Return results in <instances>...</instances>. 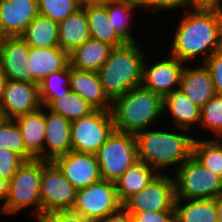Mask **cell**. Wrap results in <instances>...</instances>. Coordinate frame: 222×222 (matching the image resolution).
I'll return each mask as SVG.
<instances>
[{
	"label": "cell",
	"instance_id": "1",
	"mask_svg": "<svg viewBox=\"0 0 222 222\" xmlns=\"http://www.w3.org/2000/svg\"><path fill=\"white\" fill-rule=\"evenodd\" d=\"M185 10V16L175 29L169 55L184 63L202 53L204 63L216 50L221 49L222 14Z\"/></svg>",
	"mask_w": 222,
	"mask_h": 222
},
{
	"label": "cell",
	"instance_id": "2",
	"mask_svg": "<svg viewBox=\"0 0 222 222\" xmlns=\"http://www.w3.org/2000/svg\"><path fill=\"white\" fill-rule=\"evenodd\" d=\"M145 56L137 42L111 50L98 71L100 82L111 100L142 84Z\"/></svg>",
	"mask_w": 222,
	"mask_h": 222
},
{
	"label": "cell",
	"instance_id": "3",
	"mask_svg": "<svg viewBox=\"0 0 222 222\" xmlns=\"http://www.w3.org/2000/svg\"><path fill=\"white\" fill-rule=\"evenodd\" d=\"M162 97L142 85L112 100L114 129L136 134L148 129L163 114Z\"/></svg>",
	"mask_w": 222,
	"mask_h": 222
},
{
	"label": "cell",
	"instance_id": "4",
	"mask_svg": "<svg viewBox=\"0 0 222 222\" xmlns=\"http://www.w3.org/2000/svg\"><path fill=\"white\" fill-rule=\"evenodd\" d=\"M138 160L145 162L158 174L161 169L174 166L179 168L193 154L194 137L176 134L172 131H148L135 134Z\"/></svg>",
	"mask_w": 222,
	"mask_h": 222
},
{
	"label": "cell",
	"instance_id": "5",
	"mask_svg": "<svg viewBox=\"0 0 222 222\" xmlns=\"http://www.w3.org/2000/svg\"><path fill=\"white\" fill-rule=\"evenodd\" d=\"M43 169V160L33 159L24 161L18 168L14 176L8 182V195L5 208L2 213L16 214L24 208L34 206L37 220L41 219V177Z\"/></svg>",
	"mask_w": 222,
	"mask_h": 222
},
{
	"label": "cell",
	"instance_id": "6",
	"mask_svg": "<svg viewBox=\"0 0 222 222\" xmlns=\"http://www.w3.org/2000/svg\"><path fill=\"white\" fill-rule=\"evenodd\" d=\"M174 175L175 199H217L222 196V178L193 155Z\"/></svg>",
	"mask_w": 222,
	"mask_h": 222
},
{
	"label": "cell",
	"instance_id": "7",
	"mask_svg": "<svg viewBox=\"0 0 222 222\" xmlns=\"http://www.w3.org/2000/svg\"><path fill=\"white\" fill-rule=\"evenodd\" d=\"M95 155L101 178L115 182L138 161L135 135L114 130Z\"/></svg>",
	"mask_w": 222,
	"mask_h": 222
},
{
	"label": "cell",
	"instance_id": "8",
	"mask_svg": "<svg viewBox=\"0 0 222 222\" xmlns=\"http://www.w3.org/2000/svg\"><path fill=\"white\" fill-rule=\"evenodd\" d=\"M114 130L110 110H95L71 121L72 151L96 154Z\"/></svg>",
	"mask_w": 222,
	"mask_h": 222
},
{
	"label": "cell",
	"instance_id": "9",
	"mask_svg": "<svg viewBox=\"0 0 222 222\" xmlns=\"http://www.w3.org/2000/svg\"><path fill=\"white\" fill-rule=\"evenodd\" d=\"M121 207L122 202L119 200L115 182L101 178L99 181L77 190L75 203L71 210L97 222Z\"/></svg>",
	"mask_w": 222,
	"mask_h": 222
},
{
	"label": "cell",
	"instance_id": "10",
	"mask_svg": "<svg viewBox=\"0 0 222 222\" xmlns=\"http://www.w3.org/2000/svg\"><path fill=\"white\" fill-rule=\"evenodd\" d=\"M40 184L41 218L50 212L72 209L77 189L53 161L43 160Z\"/></svg>",
	"mask_w": 222,
	"mask_h": 222
},
{
	"label": "cell",
	"instance_id": "11",
	"mask_svg": "<svg viewBox=\"0 0 222 222\" xmlns=\"http://www.w3.org/2000/svg\"><path fill=\"white\" fill-rule=\"evenodd\" d=\"M175 188L171 176L159 173L141 191L122 202L129 213L175 211Z\"/></svg>",
	"mask_w": 222,
	"mask_h": 222
},
{
	"label": "cell",
	"instance_id": "12",
	"mask_svg": "<svg viewBox=\"0 0 222 222\" xmlns=\"http://www.w3.org/2000/svg\"><path fill=\"white\" fill-rule=\"evenodd\" d=\"M43 107L39 97V85L8 80L0 98V108L7 119L34 112Z\"/></svg>",
	"mask_w": 222,
	"mask_h": 222
},
{
	"label": "cell",
	"instance_id": "13",
	"mask_svg": "<svg viewBox=\"0 0 222 222\" xmlns=\"http://www.w3.org/2000/svg\"><path fill=\"white\" fill-rule=\"evenodd\" d=\"M29 46L21 36L0 38V66L8 80L39 85L27 69Z\"/></svg>",
	"mask_w": 222,
	"mask_h": 222
},
{
	"label": "cell",
	"instance_id": "14",
	"mask_svg": "<svg viewBox=\"0 0 222 222\" xmlns=\"http://www.w3.org/2000/svg\"><path fill=\"white\" fill-rule=\"evenodd\" d=\"M183 64L171 55L153 63V65H147L145 59L141 85L163 98L172 91L179 89Z\"/></svg>",
	"mask_w": 222,
	"mask_h": 222
},
{
	"label": "cell",
	"instance_id": "15",
	"mask_svg": "<svg viewBox=\"0 0 222 222\" xmlns=\"http://www.w3.org/2000/svg\"><path fill=\"white\" fill-rule=\"evenodd\" d=\"M66 179L78 190L101 179L95 154L70 151L53 161Z\"/></svg>",
	"mask_w": 222,
	"mask_h": 222
},
{
	"label": "cell",
	"instance_id": "16",
	"mask_svg": "<svg viewBox=\"0 0 222 222\" xmlns=\"http://www.w3.org/2000/svg\"><path fill=\"white\" fill-rule=\"evenodd\" d=\"M37 15V0H0V38L21 36Z\"/></svg>",
	"mask_w": 222,
	"mask_h": 222
},
{
	"label": "cell",
	"instance_id": "17",
	"mask_svg": "<svg viewBox=\"0 0 222 222\" xmlns=\"http://www.w3.org/2000/svg\"><path fill=\"white\" fill-rule=\"evenodd\" d=\"M71 150V121L49 110L45 113L43 160L54 161Z\"/></svg>",
	"mask_w": 222,
	"mask_h": 222
},
{
	"label": "cell",
	"instance_id": "18",
	"mask_svg": "<svg viewBox=\"0 0 222 222\" xmlns=\"http://www.w3.org/2000/svg\"><path fill=\"white\" fill-rule=\"evenodd\" d=\"M70 88L96 110H110L112 100L106 94L98 72L79 70L69 65Z\"/></svg>",
	"mask_w": 222,
	"mask_h": 222
},
{
	"label": "cell",
	"instance_id": "19",
	"mask_svg": "<svg viewBox=\"0 0 222 222\" xmlns=\"http://www.w3.org/2000/svg\"><path fill=\"white\" fill-rule=\"evenodd\" d=\"M179 89L202 108L216 93L209 69L204 63L196 67H183Z\"/></svg>",
	"mask_w": 222,
	"mask_h": 222
},
{
	"label": "cell",
	"instance_id": "20",
	"mask_svg": "<svg viewBox=\"0 0 222 222\" xmlns=\"http://www.w3.org/2000/svg\"><path fill=\"white\" fill-rule=\"evenodd\" d=\"M69 65V54L60 46L52 48L29 47L27 69L40 82L51 73L64 70Z\"/></svg>",
	"mask_w": 222,
	"mask_h": 222
},
{
	"label": "cell",
	"instance_id": "21",
	"mask_svg": "<svg viewBox=\"0 0 222 222\" xmlns=\"http://www.w3.org/2000/svg\"><path fill=\"white\" fill-rule=\"evenodd\" d=\"M163 113L169 112L177 128L187 132L191 125L200 123L201 108L192 102L180 89L162 98ZM197 122V123H196Z\"/></svg>",
	"mask_w": 222,
	"mask_h": 222
},
{
	"label": "cell",
	"instance_id": "22",
	"mask_svg": "<svg viewBox=\"0 0 222 222\" xmlns=\"http://www.w3.org/2000/svg\"><path fill=\"white\" fill-rule=\"evenodd\" d=\"M20 129L25 149L35 158L43 160L45 112L42 107L15 119Z\"/></svg>",
	"mask_w": 222,
	"mask_h": 222
},
{
	"label": "cell",
	"instance_id": "23",
	"mask_svg": "<svg viewBox=\"0 0 222 222\" xmlns=\"http://www.w3.org/2000/svg\"><path fill=\"white\" fill-rule=\"evenodd\" d=\"M112 49L109 44L90 37L69 53V65L79 70L98 72Z\"/></svg>",
	"mask_w": 222,
	"mask_h": 222
},
{
	"label": "cell",
	"instance_id": "24",
	"mask_svg": "<svg viewBox=\"0 0 222 222\" xmlns=\"http://www.w3.org/2000/svg\"><path fill=\"white\" fill-rule=\"evenodd\" d=\"M59 46L68 54L90 38L86 8H80L58 24Z\"/></svg>",
	"mask_w": 222,
	"mask_h": 222
},
{
	"label": "cell",
	"instance_id": "25",
	"mask_svg": "<svg viewBox=\"0 0 222 222\" xmlns=\"http://www.w3.org/2000/svg\"><path fill=\"white\" fill-rule=\"evenodd\" d=\"M174 209L175 222H218L216 199H175Z\"/></svg>",
	"mask_w": 222,
	"mask_h": 222
},
{
	"label": "cell",
	"instance_id": "26",
	"mask_svg": "<svg viewBox=\"0 0 222 222\" xmlns=\"http://www.w3.org/2000/svg\"><path fill=\"white\" fill-rule=\"evenodd\" d=\"M158 173L145 162L136 161L122 176L115 181L119 200L123 202L134 193L141 191Z\"/></svg>",
	"mask_w": 222,
	"mask_h": 222
},
{
	"label": "cell",
	"instance_id": "27",
	"mask_svg": "<svg viewBox=\"0 0 222 222\" xmlns=\"http://www.w3.org/2000/svg\"><path fill=\"white\" fill-rule=\"evenodd\" d=\"M86 15L91 38L107 43L113 48L126 44L112 27L105 5L87 7Z\"/></svg>",
	"mask_w": 222,
	"mask_h": 222
},
{
	"label": "cell",
	"instance_id": "28",
	"mask_svg": "<svg viewBox=\"0 0 222 222\" xmlns=\"http://www.w3.org/2000/svg\"><path fill=\"white\" fill-rule=\"evenodd\" d=\"M32 48H52L59 46L58 23L50 18L37 15L21 35Z\"/></svg>",
	"mask_w": 222,
	"mask_h": 222
},
{
	"label": "cell",
	"instance_id": "29",
	"mask_svg": "<svg viewBox=\"0 0 222 222\" xmlns=\"http://www.w3.org/2000/svg\"><path fill=\"white\" fill-rule=\"evenodd\" d=\"M71 91L69 65L55 73H51L39 82V97L45 108L55 99L67 95Z\"/></svg>",
	"mask_w": 222,
	"mask_h": 222
},
{
	"label": "cell",
	"instance_id": "30",
	"mask_svg": "<svg viewBox=\"0 0 222 222\" xmlns=\"http://www.w3.org/2000/svg\"><path fill=\"white\" fill-rule=\"evenodd\" d=\"M192 155L222 178V139L194 138Z\"/></svg>",
	"mask_w": 222,
	"mask_h": 222
},
{
	"label": "cell",
	"instance_id": "31",
	"mask_svg": "<svg viewBox=\"0 0 222 222\" xmlns=\"http://www.w3.org/2000/svg\"><path fill=\"white\" fill-rule=\"evenodd\" d=\"M47 108L70 121L85 117L96 110L82 97L72 91L61 98L53 100Z\"/></svg>",
	"mask_w": 222,
	"mask_h": 222
},
{
	"label": "cell",
	"instance_id": "32",
	"mask_svg": "<svg viewBox=\"0 0 222 222\" xmlns=\"http://www.w3.org/2000/svg\"><path fill=\"white\" fill-rule=\"evenodd\" d=\"M108 18L112 27L115 29L117 34L126 42H136L135 38L131 34L130 30V19L134 8H138L135 5L120 2H108L106 5Z\"/></svg>",
	"mask_w": 222,
	"mask_h": 222
},
{
	"label": "cell",
	"instance_id": "33",
	"mask_svg": "<svg viewBox=\"0 0 222 222\" xmlns=\"http://www.w3.org/2000/svg\"><path fill=\"white\" fill-rule=\"evenodd\" d=\"M0 148H6L19 154L25 161L35 159L23 144L22 135L17 122L6 119L0 125Z\"/></svg>",
	"mask_w": 222,
	"mask_h": 222
},
{
	"label": "cell",
	"instance_id": "34",
	"mask_svg": "<svg viewBox=\"0 0 222 222\" xmlns=\"http://www.w3.org/2000/svg\"><path fill=\"white\" fill-rule=\"evenodd\" d=\"M199 124L214 133L216 138H222V95L215 94L201 108Z\"/></svg>",
	"mask_w": 222,
	"mask_h": 222
},
{
	"label": "cell",
	"instance_id": "35",
	"mask_svg": "<svg viewBox=\"0 0 222 222\" xmlns=\"http://www.w3.org/2000/svg\"><path fill=\"white\" fill-rule=\"evenodd\" d=\"M37 4L39 15L58 24L80 9L76 0H37Z\"/></svg>",
	"mask_w": 222,
	"mask_h": 222
},
{
	"label": "cell",
	"instance_id": "36",
	"mask_svg": "<svg viewBox=\"0 0 222 222\" xmlns=\"http://www.w3.org/2000/svg\"><path fill=\"white\" fill-rule=\"evenodd\" d=\"M24 161L16 152L0 148V175L9 181Z\"/></svg>",
	"mask_w": 222,
	"mask_h": 222
},
{
	"label": "cell",
	"instance_id": "37",
	"mask_svg": "<svg viewBox=\"0 0 222 222\" xmlns=\"http://www.w3.org/2000/svg\"><path fill=\"white\" fill-rule=\"evenodd\" d=\"M204 64L210 71L215 93L222 95V49L216 50Z\"/></svg>",
	"mask_w": 222,
	"mask_h": 222
},
{
	"label": "cell",
	"instance_id": "38",
	"mask_svg": "<svg viewBox=\"0 0 222 222\" xmlns=\"http://www.w3.org/2000/svg\"><path fill=\"white\" fill-rule=\"evenodd\" d=\"M38 222H96L72 210H58L43 215Z\"/></svg>",
	"mask_w": 222,
	"mask_h": 222
},
{
	"label": "cell",
	"instance_id": "39",
	"mask_svg": "<svg viewBox=\"0 0 222 222\" xmlns=\"http://www.w3.org/2000/svg\"><path fill=\"white\" fill-rule=\"evenodd\" d=\"M133 222H175V211L130 213Z\"/></svg>",
	"mask_w": 222,
	"mask_h": 222
},
{
	"label": "cell",
	"instance_id": "40",
	"mask_svg": "<svg viewBox=\"0 0 222 222\" xmlns=\"http://www.w3.org/2000/svg\"><path fill=\"white\" fill-rule=\"evenodd\" d=\"M186 4L187 0H143V8L153 11L186 8Z\"/></svg>",
	"mask_w": 222,
	"mask_h": 222
},
{
	"label": "cell",
	"instance_id": "41",
	"mask_svg": "<svg viewBox=\"0 0 222 222\" xmlns=\"http://www.w3.org/2000/svg\"><path fill=\"white\" fill-rule=\"evenodd\" d=\"M186 7L191 11L218 12L222 14V0H187Z\"/></svg>",
	"mask_w": 222,
	"mask_h": 222
},
{
	"label": "cell",
	"instance_id": "42",
	"mask_svg": "<svg viewBox=\"0 0 222 222\" xmlns=\"http://www.w3.org/2000/svg\"><path fill=\"white\" fill-rule=\"evenodd\" d=\"M97 222H133L132 215L121 207L116 212L111 213Z\"/></svg>",
	"mask_w": 222,
	"mask_h": 222
},
{
	"label": "cell",
	"instance_id": "43",
	"mask_svg": "<svg viewBox=\"0 0 222 222\" xmlns=\"http://www.w3.org/2000/svg\"><path fill=\"white\" fill-rule=\"evenodd\" d=\"M76 2L80 8H87L90 6H104L110 0H76Z\"/></svg>",
	"mask_w": 222,
	"mask_h": 222
},
{
	"label": "cell",
	"instance_id": "44",
	"mask_svg": "<svg viewBox=\"0 0 222 222\" xmlns=\"http://www.w3.org/2000/svg\"><path fill=\"white\" fill-rule=\"evenodd\" d=\"M8 180H6L5 178H3L0 175V201L1 200H5L3 203V207L2 209L5 208L6 202H7V195H8Z\"/></svg>",
	"mask_w": 222,
	"mask_h": 222
},
{
	"label": "cell",
	"instance_id": "45",
	"mask_svg": "<svg viewBox=\"0 0 222 222\" xmlns=\"http://www.w3.org/2000/svg\"><path fill=\"white\" fill-rule=\"evenodd\" d=\"M7 81H8V78L6 74L2 71V68L0 66V98L2 96V93L6 86Z\"/></svg>",
	"mask_w": 222,
	"mask_h": 222
},
{
	"label": "cell",
	"instance_id": "46",
	"mask_svg": "<svg viewBox=\"0 0 222 222\" xmlns=\"http://www.w3.org/2000/svg\"><path fill=\"white\" fill-rule=\"evenodd\" d=\"M111 2L128 3L143 8V0H110Z\"/></svg>",
	"mask_w": 222,
	"mask_h": 222
},
{
	"label": "cell",
	"instance_id": "47",
	"mask_svg": "<svg viewBox=\"0 0 222 222\" xmlns=\"http://www.w3.org/2000/svg\"><path fill=\"white\" fill-rule=\"evenodd\" d=\"M216 209H217L218 222H222V196L216 199Z\"/></svg>",
	"mask_w": 222,
	"mask_h": 222
},
{
	"label": "cell",
	"instance_id": "48",
	"mask_svg": "<svg viewBox=\"0 0 222 222\" xmlns=\"http://www.w3.org/2000/svg\"><path fill=\"white\" fill-rule=\"evenodd\" d=\"M4 111L0 108V125L6 120Z\"/></svg>",
	"mask_w": 222,
	"mask_h": 222
}]
</instances>
